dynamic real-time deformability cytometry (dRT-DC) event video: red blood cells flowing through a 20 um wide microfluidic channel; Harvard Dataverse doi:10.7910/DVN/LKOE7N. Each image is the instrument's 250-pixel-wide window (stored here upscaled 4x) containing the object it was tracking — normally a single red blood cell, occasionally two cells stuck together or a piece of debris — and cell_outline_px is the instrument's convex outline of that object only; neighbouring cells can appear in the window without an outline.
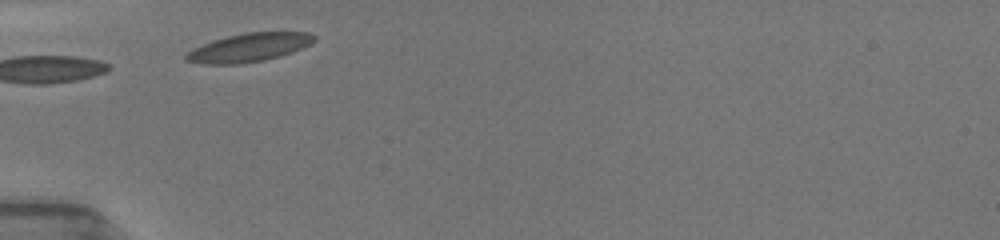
{"species": "common noctule bat (a hibernating species)", "species_latin": "Nyctalus noctula", "temperature_condition": "room temperature", "stored_images_in_passage": 2, "camera_frame_rate_fps": 3000, "um_per_image_px": 0.085, "animal": {"sex": "female", "body_mass_g": 19.5, "forearm_length_mm": 54.1}, "frame": {"image": 1, "passage_image": 1, "time_ms": 0.0, "image_size_px": [1000, 240], "cell_outline_px": [[316, 40], [292, 52], [280, 56], [264, 60], [240, 64], [204, 64], [184, 60], [184, 56], [192, 48], [212, 40], [244, 32], [308, 32], [316, 36]], "centroid_in_image_um": [21.13, 4.04], "position_along_channel_um": 63.9, "area_um2": 21.27}}